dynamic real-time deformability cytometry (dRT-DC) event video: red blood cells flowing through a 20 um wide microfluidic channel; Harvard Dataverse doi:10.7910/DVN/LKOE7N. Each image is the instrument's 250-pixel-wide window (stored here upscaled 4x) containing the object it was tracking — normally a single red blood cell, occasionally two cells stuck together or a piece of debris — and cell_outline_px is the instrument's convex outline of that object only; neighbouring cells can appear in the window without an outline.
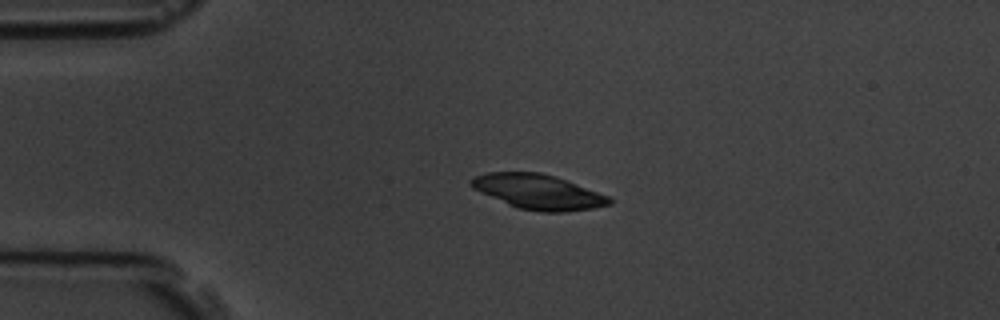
{"species": "common noctule bat (a hibernating species)", "species_latin": "Nyctalus noctula", "temperature_condition": "room temperature", "stored_images_in_passage": 3, "camera_frame_rate_fps": 3000, "um_per_image_px": 0.085, "animal": {"sex": "male", "body_mass_g": 19.5, "forearm_length_mm": 54.6}, "frame": {"image": 1, "passage_image": 2, "time_ms": 2.0, "image_size_px": [1000, 320], "cell_outline_px": [[612, 204], [592, 208], [564, 212], [540, 212], [516, 208], [472, 188], [468, 184], [468, 180], [472, 176], [488, 172], [540, 172], [556, 176], [608, 196], [612, 200]], "centroid_in_image_um": [45.7, 16.3], "position_along_channel_um": 39.3, "area_um2": 28.15}}